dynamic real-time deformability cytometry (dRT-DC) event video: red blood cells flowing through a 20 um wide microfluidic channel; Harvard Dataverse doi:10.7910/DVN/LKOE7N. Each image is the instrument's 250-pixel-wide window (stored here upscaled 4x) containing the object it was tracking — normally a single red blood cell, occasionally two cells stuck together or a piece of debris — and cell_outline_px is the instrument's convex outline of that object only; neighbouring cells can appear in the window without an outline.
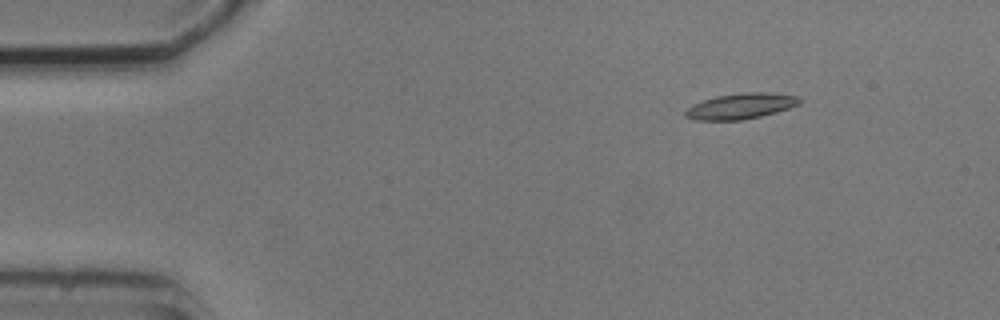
{"species": "common noctule bat (a hibernating species)", "species_latin": "Nyctalus noctula", "temperature_condition": "cold", "stored_images_in_passage": 5, "camera_frame_rate_fps": 3000, "um_per_image_px": 0.085, "animal": {"sex": "male", "body_mass_g": 20.5, "forearm_length_mm": 52.5}, "frame": {"image": 1, "passage_image": 3, "time_ms": 2.333, "image_size_px": [1000, 320], "cell_outline_px": [[804, 100], [800, 104], [776, 112], [760, 116], [740, 120], [696, 120], [684, 116], [684, 112], [692, 104], [716, 96], [748, 92], [768, 92], [800, 96]], "centroid_in_image_um": [63.0, 9.01], "position_along_channel_um": 22.0, "area_um2": 17.11}}